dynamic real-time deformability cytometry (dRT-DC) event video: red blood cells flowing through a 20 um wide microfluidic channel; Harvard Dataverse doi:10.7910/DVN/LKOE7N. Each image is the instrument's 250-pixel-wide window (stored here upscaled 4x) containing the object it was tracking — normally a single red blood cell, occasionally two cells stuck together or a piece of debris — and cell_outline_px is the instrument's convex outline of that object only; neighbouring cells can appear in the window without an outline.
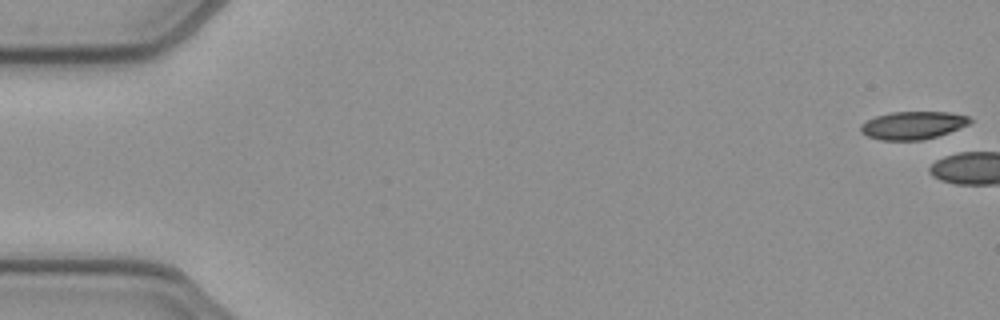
{"species": "common noctule bat (a hibernating species)", "species_latin": "Nyctalus noctula", "temperature_condition": "cold", "stored_images_in_passage": 6, "camera_frame_rate_fps": 3000, "um_per_image_px": 0.085, "animal": {"sex": "female", "body_mass_g": 21.9}, "frame": {"image": 1, "passage_image": 1, "time_ms": 0.0, "image_size_px": [1000, 320], "cell_outline_px": [[972, 120], [968, 124], [948, 132], [924, 140], [880, 140], [868, 136], [860, 132], [860, 124], [876, 116], [892, 112], [952, 112], [968, 116]], "centroid_in_image_um": [77.57, 10.65], "position_along_channel_um": 7.4, "area_um2": 17.63}}